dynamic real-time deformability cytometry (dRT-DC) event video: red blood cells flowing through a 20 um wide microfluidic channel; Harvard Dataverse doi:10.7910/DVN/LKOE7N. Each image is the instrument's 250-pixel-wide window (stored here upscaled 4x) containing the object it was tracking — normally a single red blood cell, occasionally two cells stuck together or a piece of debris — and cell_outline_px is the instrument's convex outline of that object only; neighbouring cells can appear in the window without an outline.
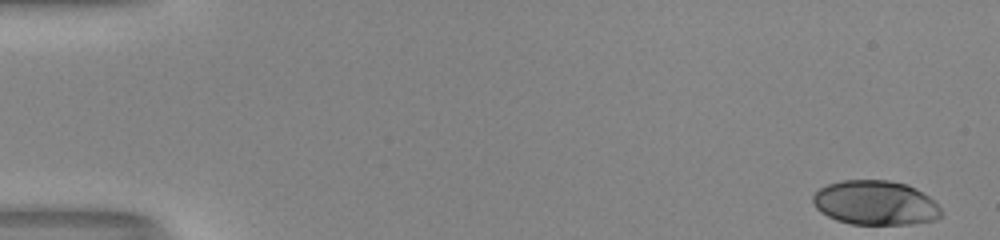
{"species": "human", "species_latin": "Homo sapiens", "temperature_condition": "room temperature", "stored_images_in_passage": 52, "camera_frame_rate_fps": 3000, "um_per_image_px": 0.085, "donor": {"sex": "male"}, "frame": {"image": 1, "passage_image": 1, "time_ms": 0.0, "image_size_px": [1000, 240], "cell_outline_px": [[940, 216], [936, 220], [912, 224], [852, 224], [836, 220], [820, 212], [812, 204], [812, 196], [820, 188], [828, 184], [844, 180], [888, 180], [908, 184], [916, 188], [928, 196], [940, 208]], "centroid_in_image_um": [74.38, 17.24], "position_along_channel_um": 10.6, "area_um2": 33.23}}
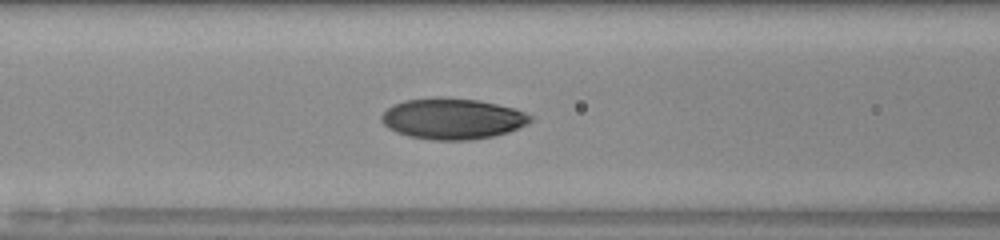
{"frame": {"image": 2, "passage_image": 22, "time_ms": 7.0, "image_size_px": [1000, 240], "cell_outline_px": [[532, 120], [528, 124], [508, 132], [492, 136], [468, 140], [432, 140], [408, 136], [396, 132], [388, 128], [380, 120], [380, 116], [392, 104], [404, 100], [432, 96], [440, 96], [480, 100], [516, 108], [532, 116]], "centroid_in_image_um": [38.44, 10.07], "position_along_channel_um": 128.2, "area_um2": 36.01}}
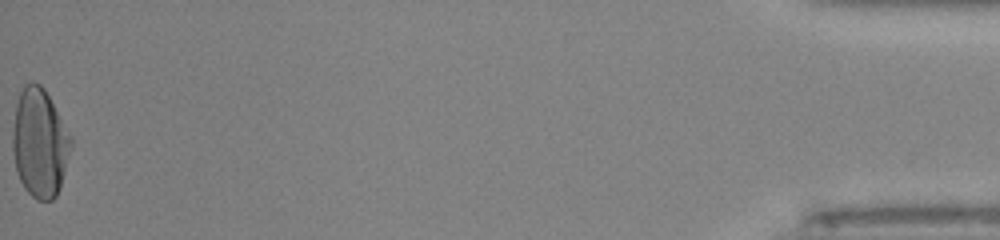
{"frame": {"image": 3, "passage_image": 52, "time_ms": 17.0, "image_size_px": [1000, 240], "cell_outline_px": [[72, 144], [60, 188], [56, 196], [52, 200], [36, 200], [24, 188], [16, 172], [12, 148], [12, 132], [16, 104], [20, 92], [24, 84], [32, 80], [40, 84], [44, 88], [72, 136]], "centroid_in_image_um": [3.37, 12.14], "position_along_channel_um": 431.8, "area_um2": 37.22}, "authors_computed_cell_mechanics": {"area_um2": 34.0731, "velocity_mm_per_s": 4.0252, "shape_relaxation_time_tau1_ms": 4.0938, "shape_relaxation_time_tau2_ms": null, "deformation_change_tau1": 0.1857, "deformation_change_tau2": null}}